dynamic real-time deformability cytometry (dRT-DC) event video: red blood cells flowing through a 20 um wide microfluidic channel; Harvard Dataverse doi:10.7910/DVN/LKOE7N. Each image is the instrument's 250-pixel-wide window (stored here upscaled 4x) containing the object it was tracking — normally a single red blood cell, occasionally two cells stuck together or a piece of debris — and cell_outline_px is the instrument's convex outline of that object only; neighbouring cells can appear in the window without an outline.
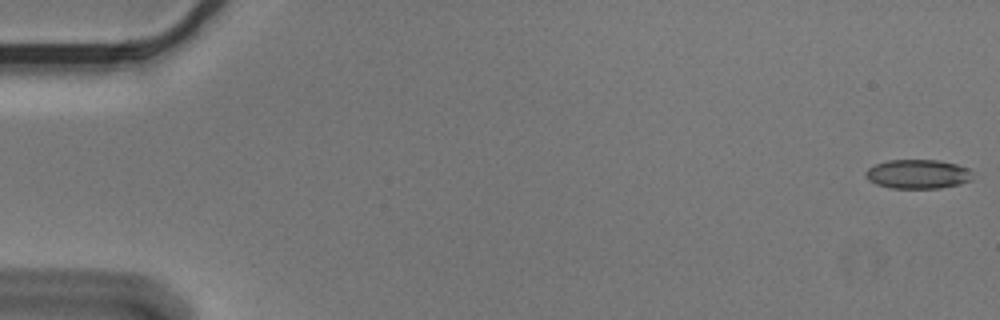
{"species": "Egyptian fruit bat (a non-hibernating species)", "species_latin": "Rousettus aegyptiacus", "temperature_condition": "cold", "stored_images_in_passage": 5, "camera_frame_rate_fps": 3000, "um_per_image_px": 0.085, "animal": {"sex": "male"}, "frame": {"image": 1, "passage_image": 1, "time_ms": 0.0, "image_size_px": [1000, 320], "cell_outline_px": [[972, 180], [960, 184], [940, 188], [892, 188], [876, 184], [868, 180], [864, 176], [864, 172], [868, 168], [876, 164], [888, 160], [940, 160], [956, 164], [968, 168], [972, 172]], "centroid_in_image_um": [78.01, 14.8], "position_along_channel_um": 7.0, "area_um2": 18.32}}